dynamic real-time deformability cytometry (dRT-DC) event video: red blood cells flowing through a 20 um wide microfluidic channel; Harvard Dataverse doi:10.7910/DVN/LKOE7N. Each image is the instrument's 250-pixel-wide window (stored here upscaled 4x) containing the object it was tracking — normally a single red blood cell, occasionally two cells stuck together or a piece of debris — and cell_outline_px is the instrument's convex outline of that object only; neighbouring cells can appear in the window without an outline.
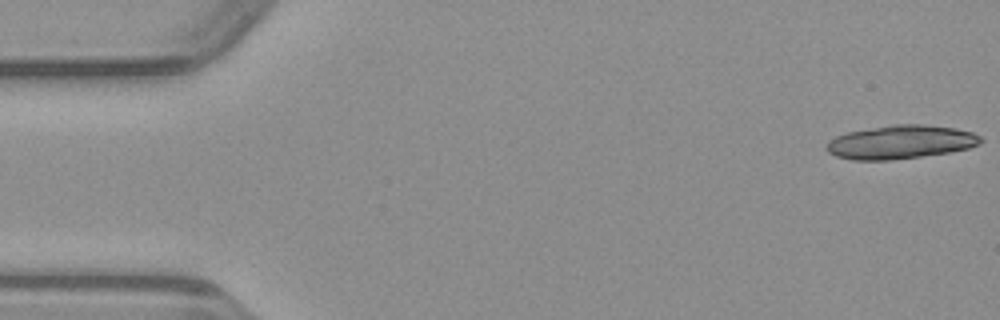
{"species": "common noctule bat (a hibernating species)", "species_latin": "Nyctalus noctula", "temperature_condition": "warm", "stored_images_in_passage": 17, "camera_frame_rate_fps": 3000, "um_per_image_px": 0.085, "animal": {"sex": "male", "body_mass_g": 23.1, "forearm_length_mm": 52.7}, "frame": {"image": 1, "passage_image": 1, "time_ms": 0.0, "image_size_px": [1000, 320], "cell_outline_px": [[984, 140], [980, 144], [968, 148], [948, 152], [920, 156], [888, 160], [852, 160], [836, 156], [828, 152], [824, 148], [828, 140], [836, 136], [848, 132], [892, 124], [924, 124], [956, 128], [972, 132], [980, 136]], "centroid_in_image_um": [76.54, 12.07], "position_along_channel_um": 8.5, "area_um2": 30.23}}